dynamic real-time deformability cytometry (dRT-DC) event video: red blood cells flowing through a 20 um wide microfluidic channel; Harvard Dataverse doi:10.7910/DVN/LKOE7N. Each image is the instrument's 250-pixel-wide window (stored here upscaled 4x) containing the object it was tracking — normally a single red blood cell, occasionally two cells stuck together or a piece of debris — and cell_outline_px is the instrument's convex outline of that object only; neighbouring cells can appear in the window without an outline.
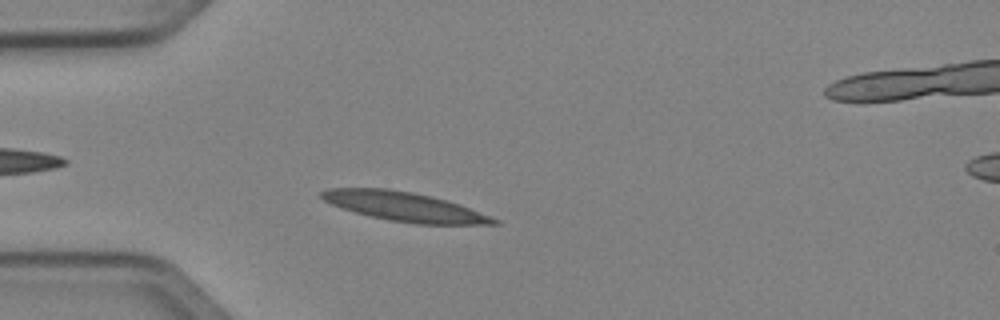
{"species": "Egyptian fruit bat (a non-hibernating species)", "species_latin": "Rousettus aegyptiacus", "temperature_condition": "cold", "stored_images_in_passage": 41, "camera_frame_rate_fps": 3000, "um_per_image_px": 0.085, "animal": {"sex": "female"}, "frame": {"image": 1, "passage_image": 10, "time_ms": 3.0, "image_size_px": [1000, 320], "cell_outline_px": [[500, 224], [416, 224], [388, 220], [356, 212], [332, 204], [324, 200], [320, 196], [320, 192], [328, 188], [388, 188], [412, 192], [432, 196], [460, 204], [500, 220]], "centroid_in_image_um": [34.4, 17.56], "position_along_channel_um": 50.6, "area_um2": 29.07}}
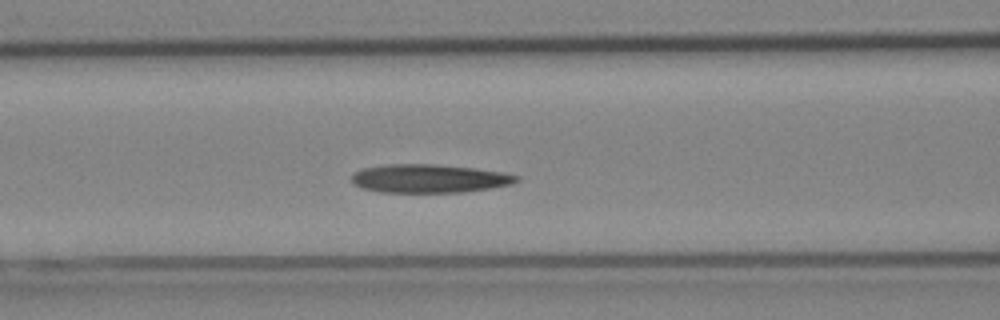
{"frame": {"image": 2, "passage_image": 17, "time_ms": 5.333, "image_size_px": [1000, 320], "cell_outline_px": [[520, 180], [512, 184], [464, 192], [380, 192], [364, 188], [356, 184], [352, 180], [352, 176], [356, 172], [364, 168], [388, 164], [436, 164], [476, 168], [504, 172], [520, 176]], "centroid_in_image_um": [36.55, 15.17], "position_along_channel_um": 130.0, "area_um2": 27.22}}
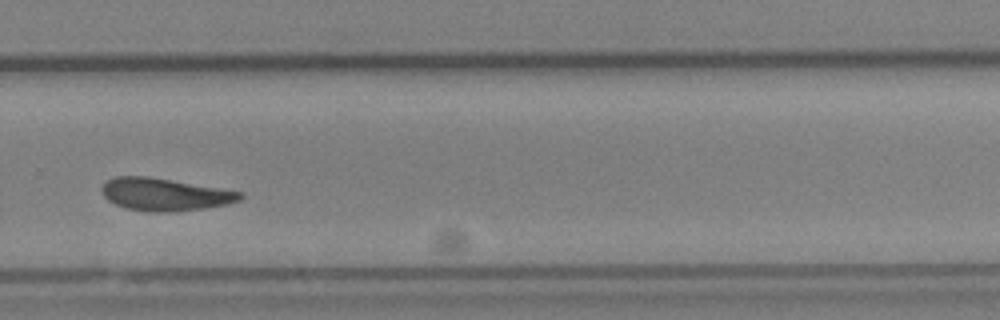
{"frame": {"image": 3, "passage_image": 31, "time_ms": 10.0, "image_size_px": [1000, 320], "cell_outline_px": [[244, 196], [240, 200], [228, 204], [204, 208], [176, 212], [148, 212], [124, 208], [108, 200], [100, 192], [100, 188], [108, 180], [116, 176], [148, 176], [244, 192]], "centroid_in_image_um": [14.0, 16.53], "position_along_channel_um": 315.8, "area_um2": 26.41}, "authors_computed_cell_mechanics": {"area_um2": 26.5302, "velocity_mm_per_s": 3.9835, "shape_relaxation_time_tau1_ms": 10.5004, "shape_relaxation_time_tau2_ms": 7.3455, "deformation_change_tau1": 0.2327, "deformation_change_tau2": 0.1298}}